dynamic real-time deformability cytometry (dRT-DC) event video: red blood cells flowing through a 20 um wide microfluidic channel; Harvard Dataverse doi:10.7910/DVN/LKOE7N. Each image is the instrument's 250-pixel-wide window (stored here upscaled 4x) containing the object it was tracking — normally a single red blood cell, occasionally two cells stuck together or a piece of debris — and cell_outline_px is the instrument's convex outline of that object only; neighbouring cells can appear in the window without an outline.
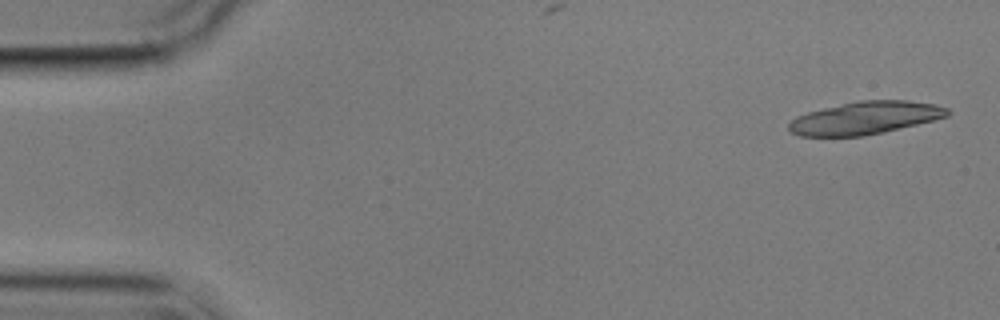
{"species": "common noctule bat (a hibernating species)", "species_latin": "Nyctalus noctula", "temperature_condition": "cold", "stored_images_in_passage": 4, "camera_frame_rate_fps": 3000, "um_per_image_px": 0.085, "animal": {"sex": "male", "body_mass_g": 17.9}, "frame": {"image": 1, "passage_image": 1, "time_ms": 0.0, "image_size_px": [1000, 320], "cell_outline_px": [[952, 112], [948, 116], [884, 132], [864, 136], [800, 136], [792, 132], [788, 128], [788, 124], [796, 116], [808, 112], [824, 108], [860, 100], [908, 100], [936, 104], [948, 108]], "centroid_in_image_um": [73.56, 10.02], "position_along_channel_um": 11.4, "area_um2": 30.11}}